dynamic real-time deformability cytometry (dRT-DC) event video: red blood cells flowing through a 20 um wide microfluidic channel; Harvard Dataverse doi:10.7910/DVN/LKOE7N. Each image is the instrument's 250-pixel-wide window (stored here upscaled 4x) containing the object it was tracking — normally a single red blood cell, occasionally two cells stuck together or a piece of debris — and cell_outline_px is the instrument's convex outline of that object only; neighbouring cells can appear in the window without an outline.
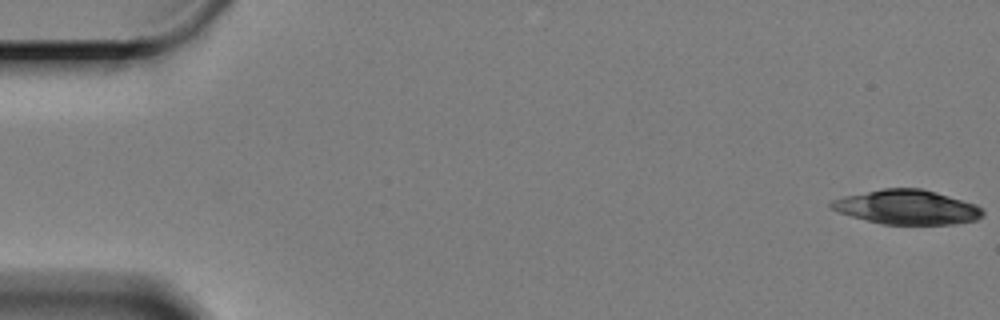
{"species": "Egyptian fruit bat (a non-hibernating species)", "species_latin": "Rousettus aegyptiacus", "temperature_condition": "cold", "stored_images_in_passage": 54, "camera_frame_rate_fps": 3000, "um_per_image_px": 0.085, "animal": {"sex": "female"}, "frame": {"image": 1, "passage_image": 1, "time_ms": 0.0, "image_size_px": [1000, 320], "cell_outline_px": [[984, 216], [976, 220], [956, 224], [884, 224], [836, 212], [828, 208], [828, 204], [832, 200], [844, 196], [884, 188], [920, 188], [936, 192], [976, 204], [984, 208]], "centroid_in_image_um": [77.11, 17.61], "position_along_channel_um": 7.9, "area_um2": 30.46}}
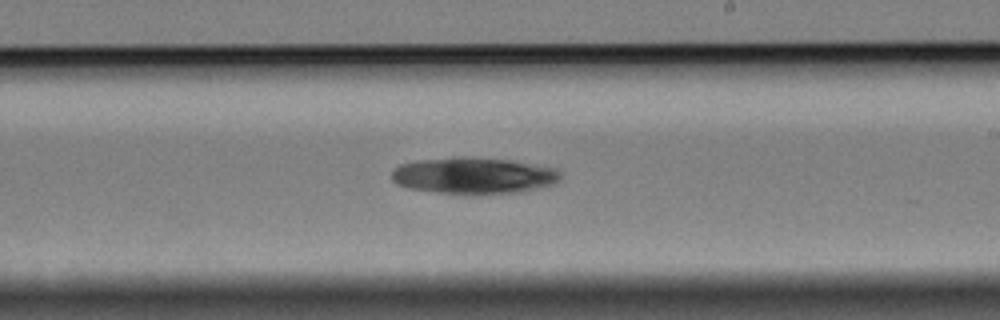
{"frame": {"image": 2, "passage_image": 36, "time_ms": 11.667, "image_size_px": [1000, 320], "cell_outline_px": [[560, 180], [556, 184], [520, 192], [440, 192], [408, 188], [396, 184], [392, 180], [392, 172], [400, 164], [416, 160], [456, 156], [464, 156], [512, 160], [556, 168], [560, 172]], "centroid_in_image_um": [40.27, 14.89], "position_along_channel_um": 248.7, "area_um2": 35.49}}
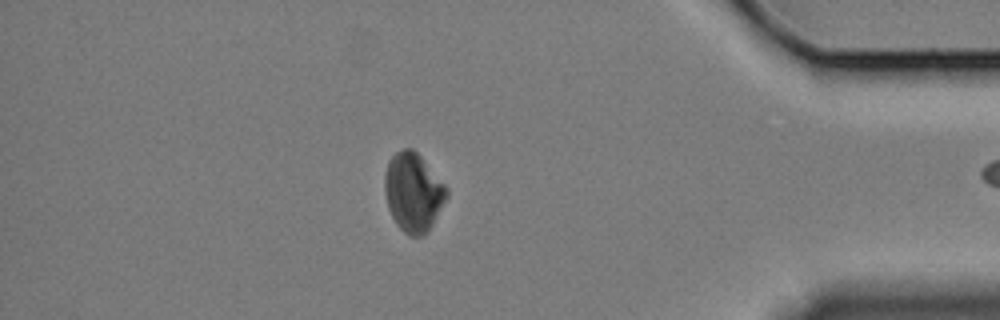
{"frame": {"image": 3, "passage_image": 53, "time_ms": 17.333, "image_size_px": [1000, 320], "cell_outline_px": [[448, 196], [428, 232], [424, 236], [408, 236], [396, 224], [388, 208], [384, 192], [384, 172], [388, 160], [396, 152], [404, 148], [412, 148], [420, 156], [448, 188]], "centroid_in_image_um": [35.11, 16.36], "position_along_channel_um": 400.1, "area_um2": 28.55}}